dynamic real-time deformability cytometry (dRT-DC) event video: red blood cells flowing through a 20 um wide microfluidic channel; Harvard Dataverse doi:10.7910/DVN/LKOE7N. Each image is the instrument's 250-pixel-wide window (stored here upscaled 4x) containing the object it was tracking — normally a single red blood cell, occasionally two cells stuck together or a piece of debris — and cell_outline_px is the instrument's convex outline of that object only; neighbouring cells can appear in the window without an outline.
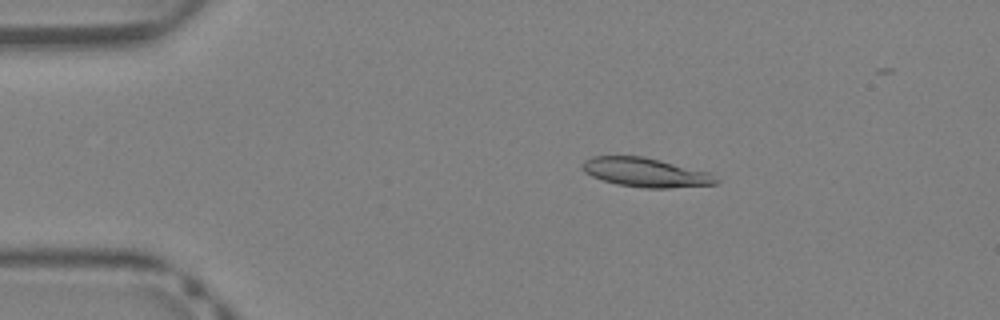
{"species": "Egyptian fruit bat (a non-hibernating species)", "species_latin": "Rousettus aegyptiacus", "temperature_condition": "warm", "stored_images_in_passage": 31, "camera_frame_rate_fps": 3000, "um_per_image_px": 0.085, "animal": {"sex": "female"}, "frame": {"image": 1, "passage_image": 1, "time_ms": 0.0, "image_size_px": [1000, 320], "cell_outline_px": [[720, 180], [716, 184], [668, 188], [644, 188], [616, 184], [592, 176], [584, 172], [580, 168], [580, 164], [584, 160], [592, 156], [644, 156], [712, 172]], "centroid_in_image_um": [54.89, 14.65], "position_along_channel_um": 30.1, "area_um2": 23.0}}
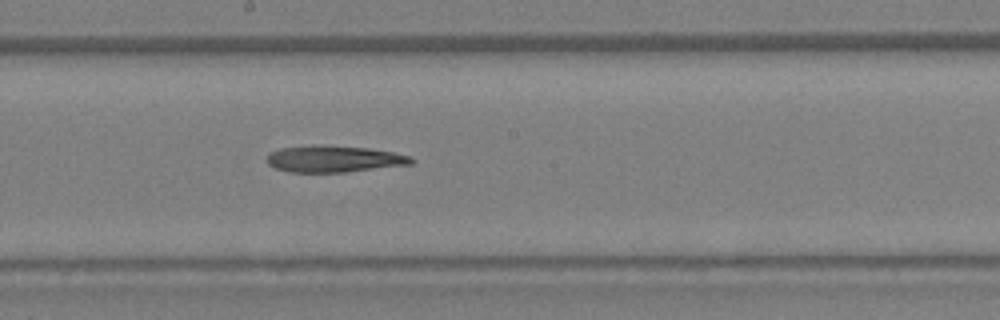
{"frame": {"image": 2, "passage_image": 16, "time_ms": 5.0, "image_size_px": [1000, 320], "cell_outline_px": [[416, 160], [412, 164], [344, 172], [288, 172], [276, 168], [268, 164], [264, 160], [268, 152], [280, 148], [312, 144], [368, 148], [392, 152], [408, 156]], "centroid_in_image_um": [28.3, 13.5], "position_along_channel_um": 219.9, "area_um2": 22.54}}
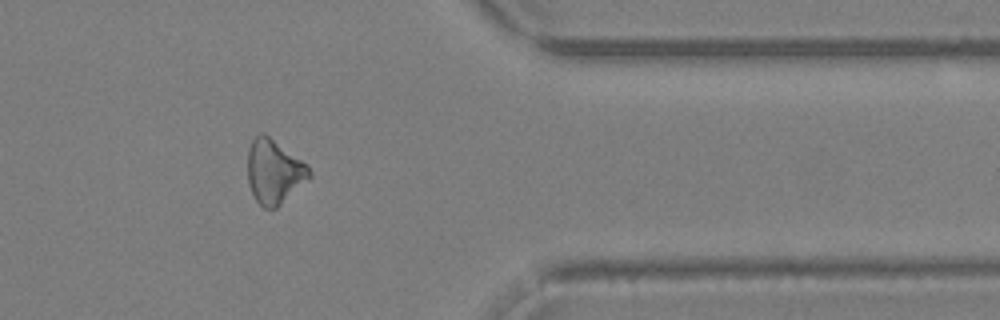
{"frame": {"image": 3, "passage_image": 27, "time_ms": 8.667, "image_size_px": [1000, 320], "cell_outline_px": [[312, 176], [276, 208], [264, 208], [256, 200], [248, 184], [248, 148], [252, 140], [260, 132], [264, 132], [308, 164], [312, 172]], "centroid_in_image_um": [23.31, 14.56], "position_along_channel_um": 388.1, "area_um2": 23.12}}